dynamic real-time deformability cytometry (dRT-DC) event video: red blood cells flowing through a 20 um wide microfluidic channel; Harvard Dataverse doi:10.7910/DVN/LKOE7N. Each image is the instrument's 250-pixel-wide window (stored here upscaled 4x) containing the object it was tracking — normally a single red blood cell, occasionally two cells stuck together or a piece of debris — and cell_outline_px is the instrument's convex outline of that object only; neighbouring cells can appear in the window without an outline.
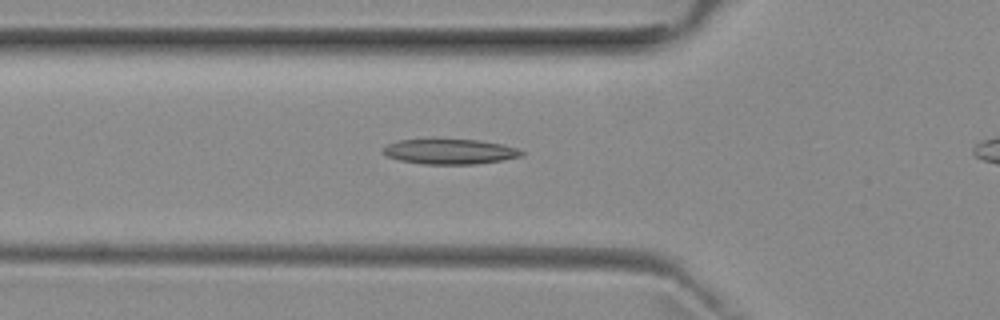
{"species": "common noctule bat (a hibernating species)", "species_latin": "Nyctalus noctula", "temperature_condition": "room temperature", "stored_images_in_passage": 37, "camera_frame_rate_fps": 3000, "um_per_image_px": 0.085, "animal": {"sex": "female", "body_mass_g": 29.2, "forearm_length_mm": 56.3}, "frame": {"image": 1, "passage_image": 10, "time_ms": 3.0, "image_size_px": [1000, 320], "cell_outline_px": [[524, 156], [476, 164], [424, 164], [400, 160], [388, 156], [384, 152], [384, 148], [388, 144], [400, 140], [432, 136], [476, 140], [504, 144], [516, 148], [524, 152]], "centroid_in_image_um": [38.23, 12.83], "position_along_channel_um": 87.6, "area_um2": 20.98}}
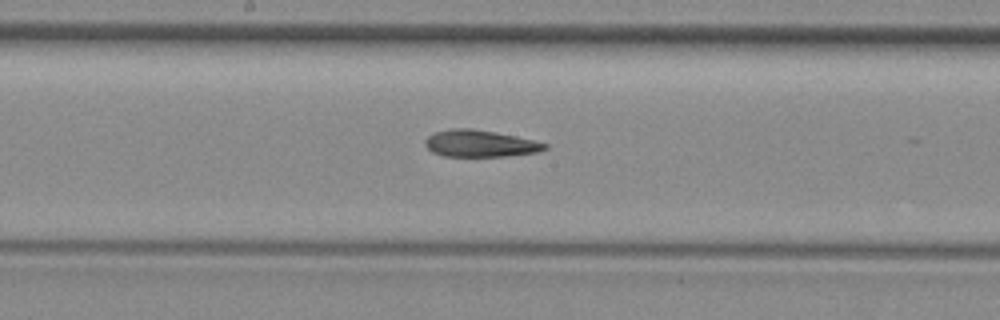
{"frame": {"image": 2, "passage_image": 19, "time_ms": 6.0, "image_size_px": [1000, 320], "cell_outline_px": [[548, 148], [536, 152], [508, 156], [444, 156], [432, 152], [424, 144], [424, 140], [428, 136], [436, 132], [452, 128], [472, 128], [496, 132], [516, 136], [548, 144]], "centroid_in_image_um": [40.79, 12.19], "position_along_channel_um": 207.4, "area_um2": 18.67}}
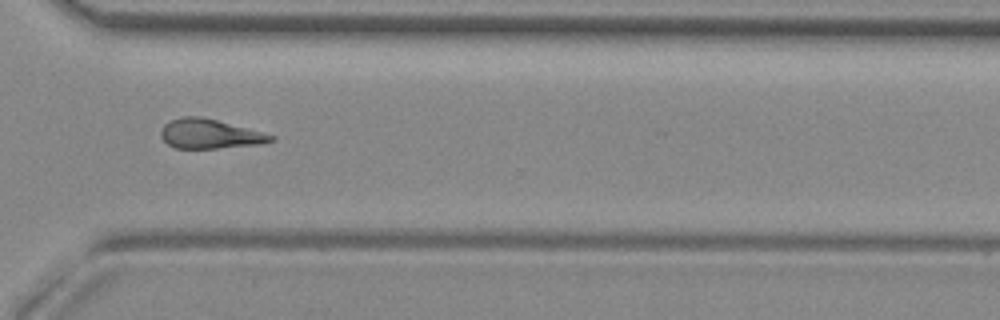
{"frame": {"image": 3, "passage_image": 30, "time_ms": 9.667, "image_size_px": [1000, 320], "cell_outline_px": [[276, 140], [260, 144], [216, 148], [176, 148], [168, 144], [160, 136], [160, 132], [164, 124], [168, 120], [180, 116], [200, 116], [216, 120], [276, 136]], "centroid_in_image_um": [17.79, 11.37], "position_along_channel_um": 352.8, "area_um2": 18.79}}